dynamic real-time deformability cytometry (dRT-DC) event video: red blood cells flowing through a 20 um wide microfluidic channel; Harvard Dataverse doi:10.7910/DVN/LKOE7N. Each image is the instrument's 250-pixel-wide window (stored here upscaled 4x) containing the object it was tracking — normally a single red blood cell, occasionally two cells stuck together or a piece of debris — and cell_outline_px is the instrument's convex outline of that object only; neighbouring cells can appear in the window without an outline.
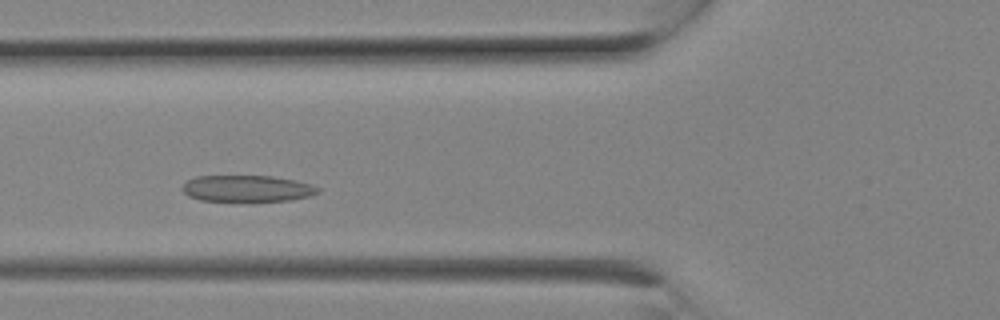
{"species": "Egyptian fruit bat (a non-hibernating species)", "species_latin": "Rousettus aegyptiacus", "temperature_condition": "room temperature", "stored_images_in_passage": 4, "camera_frame_rate_fps": 3000, "um_per_image_px": 0.085, "animal": {"sex": "female"}, "frame": {"image": 1, "passage_image": 3, "time_ms": 0.667, "image_size_px": [1000, 320], "cell_outline_px": [[320, 192], [308, 196], [288, 200], [252, 204], [244, 204], [200, 200], [188, 196], [184, 192], [184, 184], [188, 180], [196, 176], [272, 176], [296, 180], [312, 184], [320, 188]], "centroid_in_image_um": [21.02, 16.07], "position_along_channel_um": 104.8, "area_um2": 21.91}}
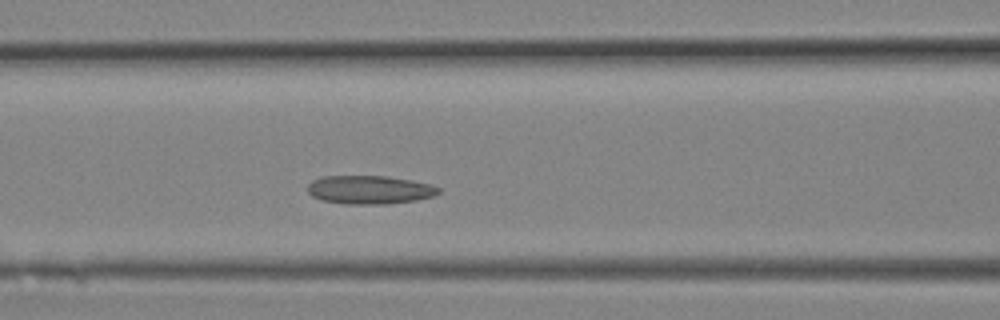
{"frame": {"image": 2, "passage_image": 4, "time_ms": 1.0, "image_size_px": [1000, 320], "cell_outline_px": [[440, 192], [432, 196], [416, 200], [388, 204], [344, 204], [320, 200], [312, 196], [308, 192], [308, 184], [312, 180], [320, 176], [388, 176], [428, 184], [440, 188]], "centroid_in_image_um": [31.36, 16.13], "position_along_channel_um": 135.2, "area_um2": 21.73}}